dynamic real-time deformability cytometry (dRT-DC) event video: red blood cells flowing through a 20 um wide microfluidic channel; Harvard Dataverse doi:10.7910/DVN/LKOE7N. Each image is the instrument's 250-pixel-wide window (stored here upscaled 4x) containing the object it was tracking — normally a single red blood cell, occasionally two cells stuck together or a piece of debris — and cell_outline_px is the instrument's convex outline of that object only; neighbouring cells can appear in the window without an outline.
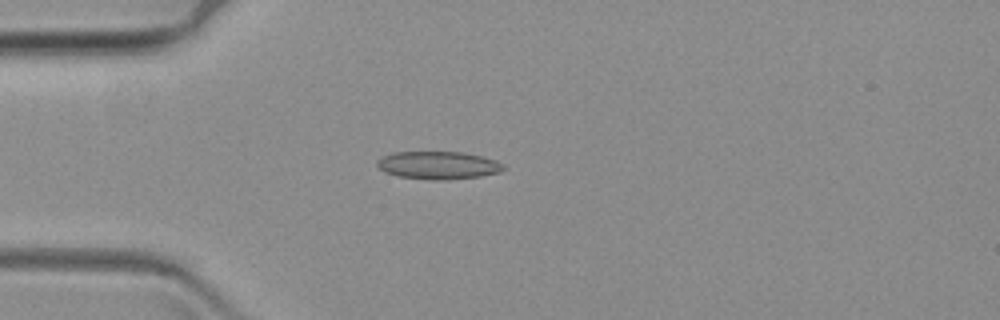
{"species": "common noctule bat (a hibernating species)", "species_latin": "Nyctalus noctula", "temperature_condition": "warm", "stored_images_in_passage": 61, "camera_frame_rate_fps": 3000, "um_per_image_px": 0.085, "animal": {"sex": "female", "body_mass_g": 19.3, "forearm_length_mm": 54.1}, "frame": {"image": 1, "passage_image": 16, "time_ms": 5.0, "image_size_px": [1000, 320], "cell_outline_px": [[508, 168], [500, 172], [480, 176], [444, 180], [432, 180], [400, 176], [384, 172], [376, 164], [376, 160], [380, 156], [392, 152], [460, 152], [480, 156], [496, 160], [504, 164]], "centroid_in_image_um": [37.24, 14.04], "position_along_channel_um": 47.8, "area_um2": 20.58}}
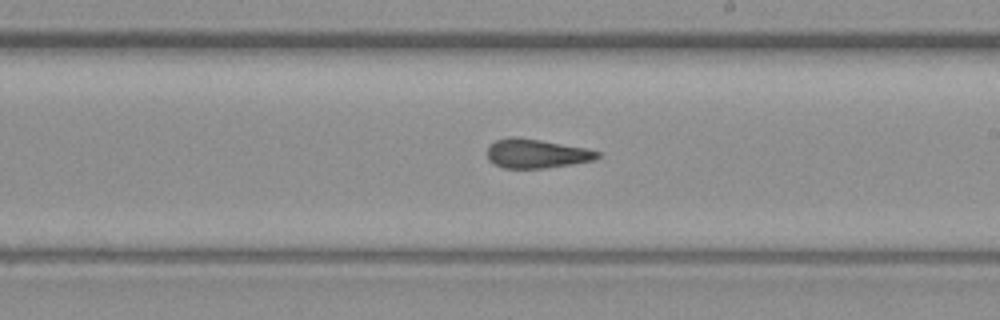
{"frame": {"image": 2, "passage_image": 35, "time_ms": 11.333, "image_size_px": [1000, 320], "cell_outline_px": [[600, 156], [596, 160], [572, 164], [544, 168], [504, 168], [492, 164], [488, 160], [488, 148], [496, 140], [508, 136], [516, 136], [540, 140], [584, 148], [600, 152]], "centroid_in_image_um": [45.58, 13.06], "position_along_channel_um": 243.4, "area_um2": 18.67}}
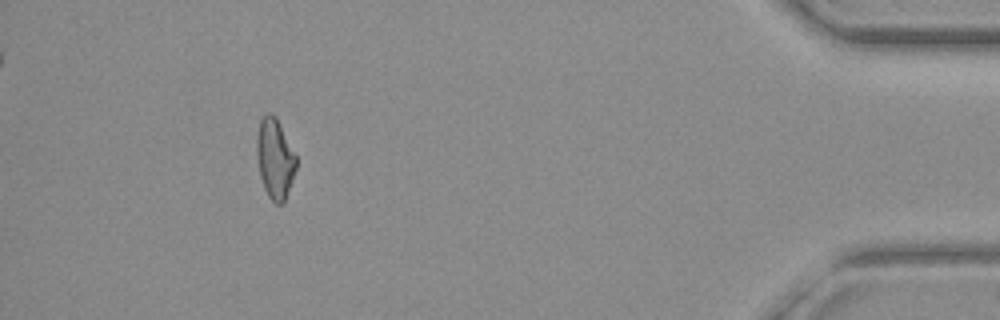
{"frame": {"image": 3, "passage_image": 56, "time_ms": 18.333, "image_size_px": [1000, 320], "cell_outline_px": [[296, 168], [284, 204], [276, 204], [268, 196], [264, 188], [260, 176], [256, 156], [256, 140], [260, 120], [268, 112], [272, 112], [276, 116], [296, 156]], "centroid_in_image_um": [23.35, 13.48], "position_along_channel_um": 411.8, "area_um2": 18.44}}